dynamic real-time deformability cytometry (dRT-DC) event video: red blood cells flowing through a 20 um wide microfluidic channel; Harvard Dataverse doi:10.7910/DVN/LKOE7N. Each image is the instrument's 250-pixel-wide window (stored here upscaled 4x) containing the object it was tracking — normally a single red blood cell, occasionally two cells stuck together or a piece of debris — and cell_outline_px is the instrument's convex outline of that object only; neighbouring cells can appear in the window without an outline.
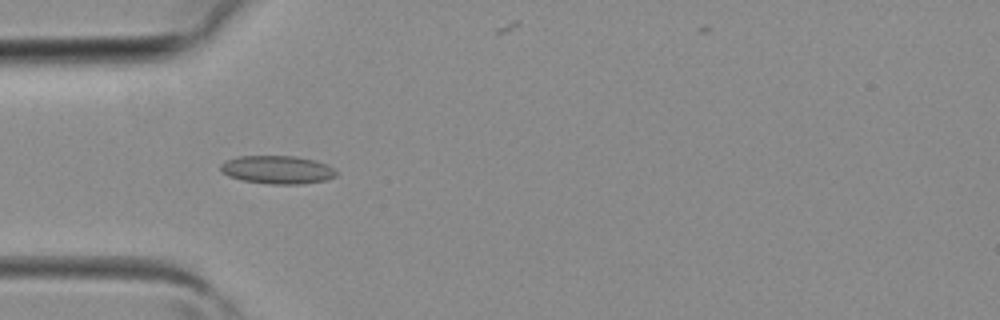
{"species": "common noctule bat (a hibernating species)", "species_latin": "Nyctalus noctula", "temperature_condition": "room temperature", "stored_images_in_passage": 36, "camera_frame_rate_fps": 3000, "um_per_image_px": 0.085, "animal": {"sex": "female", "body_mass_g": 19.3, "forearm_length_mm": 54.1}, "frame": {"image": 1, "passage_image": 7, "time_ms": 2.0, "image_size_px": [1000, 320], "cell_outline_px": [[336, 176], [324, 180], [300, 184], [272, 184], [244, 180], [228, 176], [220, 172], [220, 164], [224, 160], [240, 156], [296, 156], [316, 160], [328, 164], [336, 172]], "centroid_in_image_um": [23.55, 14.41], "position_along_channel_um": 61.5, "area_um2": 19.02}}
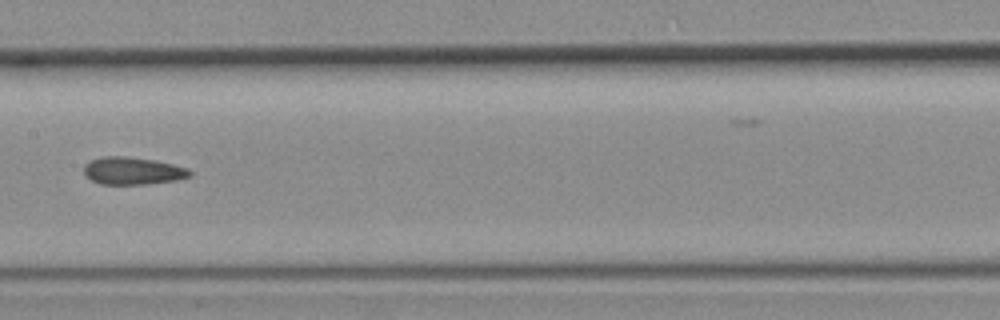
{"frame": {"image": 2, "passage_image": 15, "time_ms": 4.667, "image_size_px": [1000, 320], "cell_outline_px": [[192, 176], [176, 180], [148, 184], [100, 184], [92, 180], [84, 172], [84, 164], [100, 156], [128, 156], [152, 160], [172, 164], [188, 168], [192, 172]], "centroid_in_image_um": [11.29, 14.52], "position_along_channel_um": 196.1, "area_um2": 16.94}}
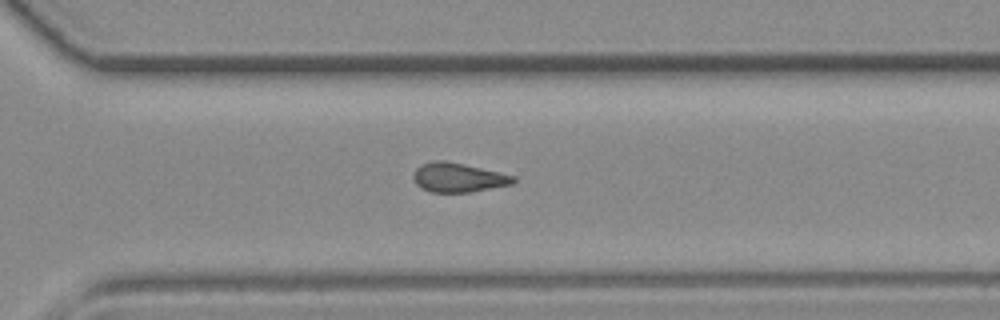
{"frame": {"image": 3, "passage_image": 23, "time_ms": 7.333, "image_size_px": [1000, 320], "cell_outline_px": [[516, 180], [512, 184], [468, 192], [432, 192], [420, 188], [416, 184], [412, 176], [416, 168], [420, 164], [432, 160], [444, 160], [464, 164], [500, 172], [516, 176]], "centroid_in_image_um": [38.91, 15.07], "position_along_channel_um": 331.7, "area_um2": 17.11}}